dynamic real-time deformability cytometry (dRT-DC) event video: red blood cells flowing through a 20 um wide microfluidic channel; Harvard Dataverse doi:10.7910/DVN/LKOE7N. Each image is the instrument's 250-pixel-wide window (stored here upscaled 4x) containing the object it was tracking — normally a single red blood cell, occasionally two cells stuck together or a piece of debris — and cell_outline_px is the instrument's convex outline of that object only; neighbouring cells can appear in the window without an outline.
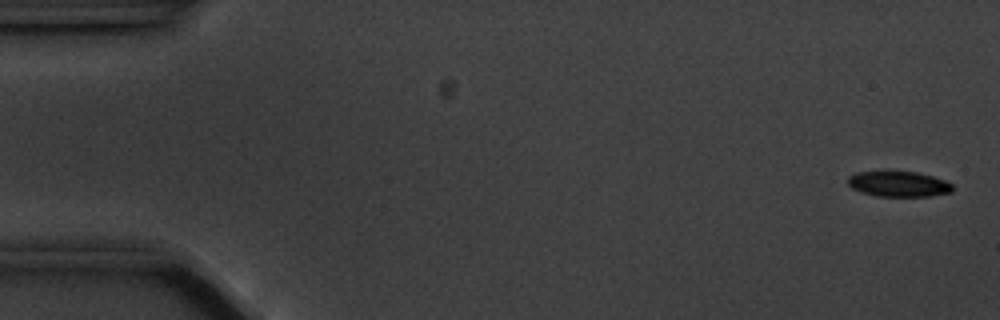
{"species": "common noctule bat (a hibernating species)", "species_latin": "Nyctalus noctula", "temperature_condition": "cold", "stored_images_in_passage": 57, "camera_frame_rate_fps": 3000, "um_per_image_px": 0.085, "animal": {"sex": "male", "body_mass_g": 20.1, "forearm_length_mm": 53.5}, "frame": {"image": 1, "passage_image": 2, "time_ms": 0.333, "image_size_px": [1000, 320], "cell_outline_px": [[952, 192], [928, 196], [876, 196], [860, 192], [852, 188], [848, 184], [848, 176], [856, 172], [916, 172], [932, 176], [944, 180], [952, 184]], "centroid_in_image_um": [76.36, 15.65], "position_along_channel_um": 8.6, "area_um2": 15.37}}
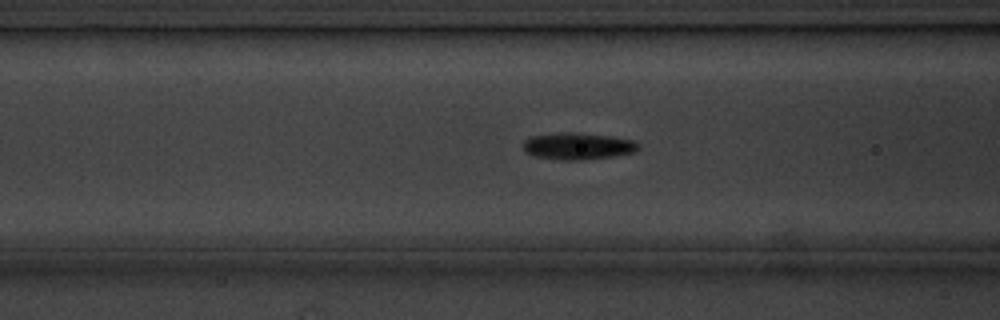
{"frame": {"image": 2, "passage_image": 22, "time_ms": 7.0, "image_size_px": [1000, 320], "cell_outline_px": [[640, 148], [636, 152], [616, 156], [580, 160], [560, 160], [536, 156], [528, 152], [524, 148], [524, 140], [532, 136], [560, 132], [580, 132], [612, 136], [632, 140], [640, 144]], "centroid_in_image_um": [49.19, 12.41], "position_along_channel_um": 117.4, "area_um2": 18.15}}
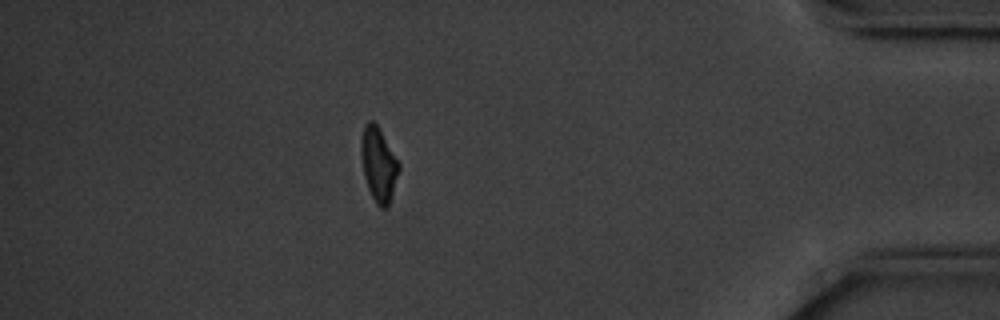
{"frame": {"image": 3, "passage_image": 50, "time_ms": 16.333, "image_size_px": [1000, 320], "cell_outline_px": [[400, 168], [388, 204], [384, 208], [380, 208], [376, 204], [368, 188], [364, 176], [360, 152], [360, 140], [364, 124], [368, 120], [372, 120], [380, 128], [400, 164]], "centroid_in_image_um": [32.15, 13.91], "position_along_channel_um": 403.0, "area_um2": 16.3}, "authors_computed_cell_mechanics": {"area_um2": 16.7042, "velocity_mm_per_s": 3.5249, "shape_relaxation_time_tau1_ms": 1.6687, "shape_relaxation_time_tau2_ms": 8.4103, "deformation_change_tau1": 0.0999, "deformation_change_tau2": 0.1272}}